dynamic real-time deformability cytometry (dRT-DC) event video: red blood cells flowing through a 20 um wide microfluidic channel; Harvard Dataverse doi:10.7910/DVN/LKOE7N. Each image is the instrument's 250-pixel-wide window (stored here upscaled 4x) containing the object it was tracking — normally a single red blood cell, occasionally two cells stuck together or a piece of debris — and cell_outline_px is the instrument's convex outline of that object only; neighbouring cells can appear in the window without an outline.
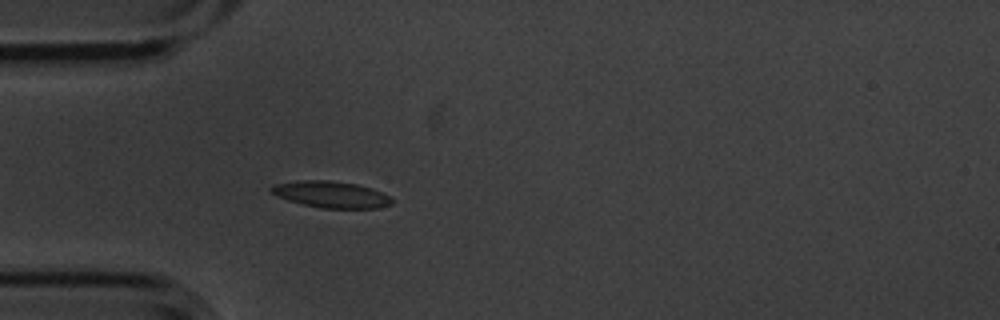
{"species": "common noctule bat (a hibernating species)", "species_latin": "Nyctalus noctula", "temperature_condition": "cold", "stored_images_in_passage": 5, "camera_frame_rate_fps": 3000, "um_per_image_px": 0.085, "animal": {"sex": "male", "body_mass_g": 20.1, "forearm_length_mm": 53.5}, "frame": {"image": 1, "passage_image": 5, "time_ms": 1.333, "image_size_px": [1000, 320], "cell_outline_px": [[392, 204], [376, 208], [320, 208], [288, 200], [276, 196], [268, 188], [272, 184], [300, 180], [328, 180], [356, 184], [392, 196]], "centroid_in_image_um": [28.1, 16.52], "position_along_channel_um": 56.9, "area_um2": 18.55}}